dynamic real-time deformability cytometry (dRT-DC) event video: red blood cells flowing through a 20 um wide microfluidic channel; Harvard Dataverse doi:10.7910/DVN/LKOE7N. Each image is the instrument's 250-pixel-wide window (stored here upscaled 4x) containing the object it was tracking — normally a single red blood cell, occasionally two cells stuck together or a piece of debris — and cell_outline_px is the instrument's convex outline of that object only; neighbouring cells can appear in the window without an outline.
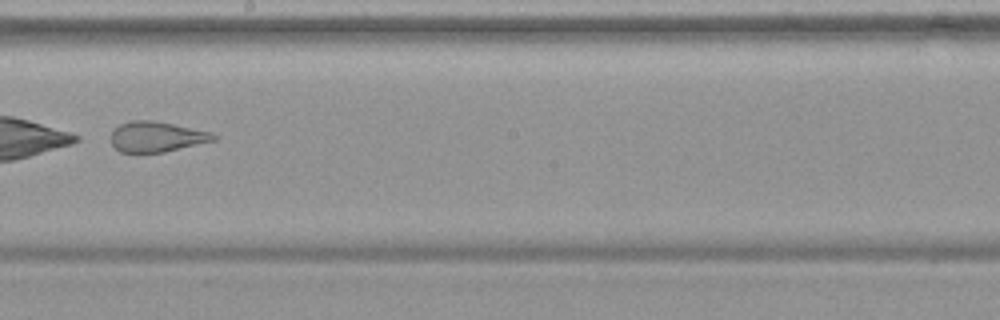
{"species": "common noctule bat (a hibernating species)", "species_latin": "Nyctalus noctula", "temperature_condition": "warm", "stored_images_in_passage": 53, "camera_frame_rate_fps": 3000, "um_per_image_px": 0.085, "animal": {"sex": "female", "body_mass_g": 19.9}, "frame": {"image": 1, "passage_image": 31, "time_ms": 10.0, "image_size_px": [1000, 320], "cell_outline_px": [[216, 140], [164, 152], [120, 152], [112, 144], [112, 132], [120, 124], [132, 120], [152, 120], [212, 132], [216, 136]], "centroid_in_image_um": [13.32, 11.62], "position_along_channel_um": 234.9, "area_um2": 17.92}}